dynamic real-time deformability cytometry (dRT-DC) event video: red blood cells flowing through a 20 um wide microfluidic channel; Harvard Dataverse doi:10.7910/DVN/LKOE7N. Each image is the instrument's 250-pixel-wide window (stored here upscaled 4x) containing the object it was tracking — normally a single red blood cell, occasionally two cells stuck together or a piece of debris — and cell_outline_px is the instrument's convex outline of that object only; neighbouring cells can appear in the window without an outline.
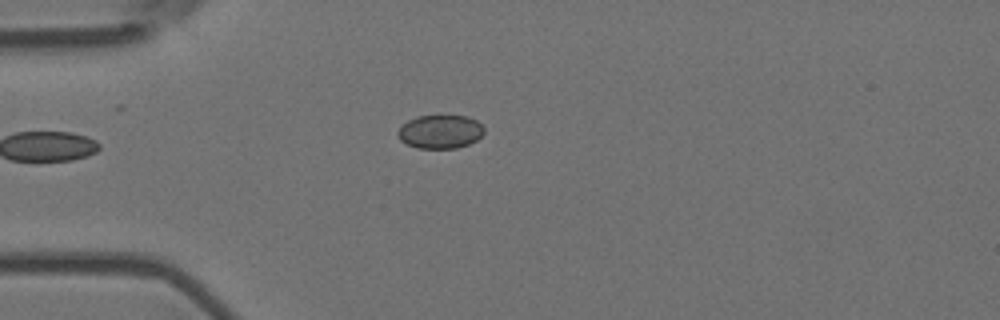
{"species": "Egyptian fruit bat (a non-hibernating species)", "species_latin": "Rousettus aegyptiacus", "temperature_condition": "room temperature", "stored_images_in_passage": 4, "camera_frame_rate_fps": 3000, "um_per_image_px": 0.085, "animal": {"sex": "female"}, "frame": {"image": 1, "passage_image": 1, "time_ms": 0.0, "image_size_px": [1000, 320], "cell_outline_px": [[484, 132], [476, 140], [468, 144], [456, 148], [416, 148], [400, 140], [396, 132], [408, 120], [416, 116], [468, 116], [476, 120], [484, 128]], "centroid_in_image_um": [37.41, 11.19], "position_along_channel_um": 47.6, "area_um2": 16.76}}
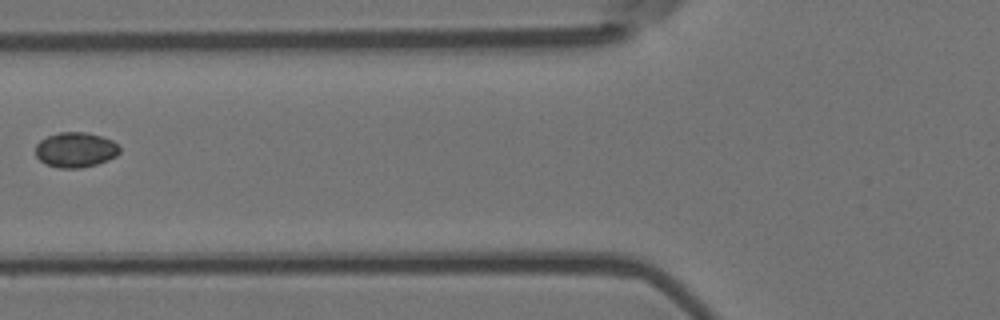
{"frame": {"image": 2, "passage_image": 3, "time_ms": 0.667, "image_size_px": [1000, 320], "cell_outline_px": [[120, 152], [116, 156], [108, 160], [96, 164], [80, 168], [60, 168], [48, 164], [40, 160], [36, 156], [36, 144], [40, 140], [48, 136], [60, 132], [84, 132], [100, 136], [112, 140], [120, 148]], "centroid_in_image_um": [6.43, 12.73], "position_along_channel_um": 119.4, "area_um2": 17.05}}
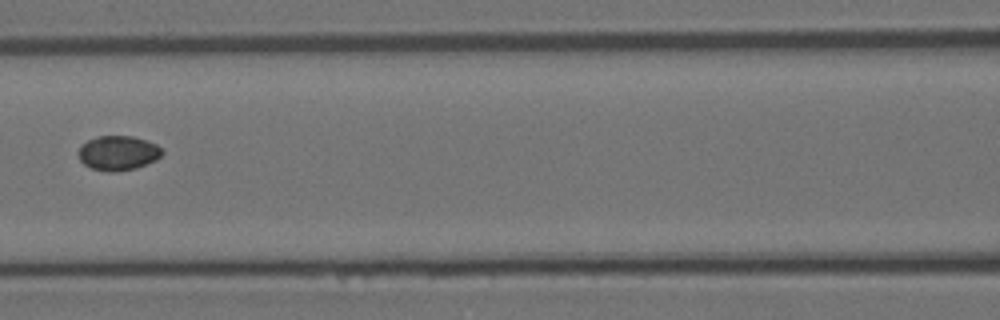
{"frame": {"image": 3, "passage_image": 4, "time_ms": 1.0, "image_size_px": [1000, 320], "cell_outline_px": [[164, 152], [156, 160], [136, 168], [116, 172], [108, 172], [92, 168], [84, 164], [80, 160], [76, 152], [88, 140], [96, 136], [132, 136], [156, 144]], "centroid_in_image_um": [10.02, 13.01], "position_along_channel_um": 156.6, "area_um2": 16.82}}